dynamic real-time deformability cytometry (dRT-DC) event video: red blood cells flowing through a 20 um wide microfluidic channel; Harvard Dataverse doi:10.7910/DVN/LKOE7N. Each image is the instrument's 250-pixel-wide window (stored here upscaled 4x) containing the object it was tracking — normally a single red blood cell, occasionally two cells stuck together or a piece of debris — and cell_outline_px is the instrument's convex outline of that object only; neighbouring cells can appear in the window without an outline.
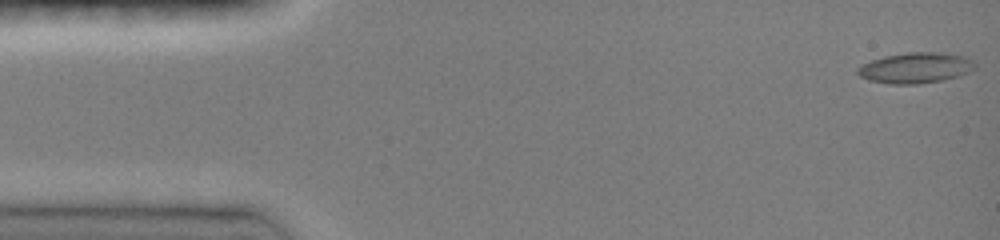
{"species": "common noctule bat (a hibernating species)", "species_latin": "Nyctalus noctula", "temperature_condition": "room temperature", "stored_images_in_passage": 47, "camera_frame_rate_fps": 3000, "um_per_image_px": 0.085, "animal": {"sex": "female", "body_mass_g": 19.0, "forearm_length_mm": 51.5}, "frame": {"image": 1, "passage_image": 1, "time_ms": 0.0, "image_size_px": [1000, 240], "cell_outline_px": [[976, 68], [968, 72], [956, 76], [940, 80], [920, 84], [892, 84], [868, 80], [860, 76], [856, 72], [856, 68], [872, 60], [884, 56], [908, 52], [940, 52], [964, 56], [972, 60], [976, 64]], "centroid_in_image_um": [77.81, 5.76], "position_along_channel_um": 7.2, "area_um2": 20.87}}
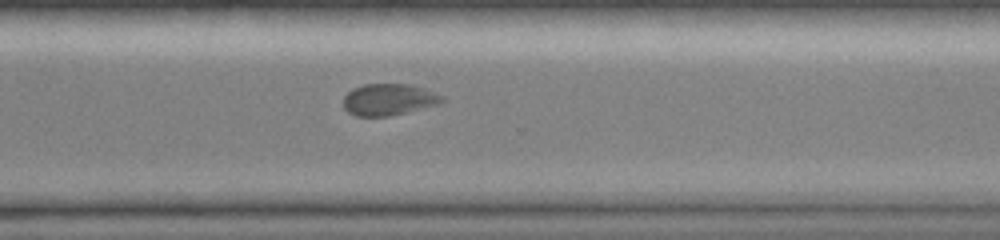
{"frame": {"image": 2, "passage_image": 34, "time_ms": 11.0, "image_size_px": [1000, 240], "cell_outline_px": [[444, 100], [440, 104], [388, 116], [356, 116], [348, 112], [344, 108], [344, 96], [352, 88], [364, 84], [412, 84], [436, 92], [444, 96]], "centroid_in_image_um": [33.06, 8.45], "position_along_channel_um": 337.5, "area_um2": 18.26}}
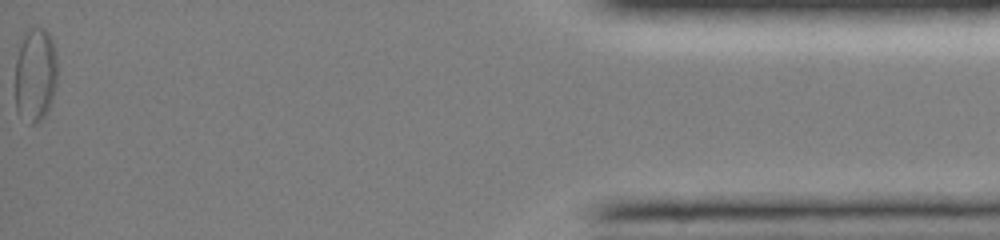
{"frame": {"image": 3, "passage_image": 47, "time_ms": 15.333, "image_size_px": [1000, 240], "cell_outline_px": [[56, 84], [52, 100], [44, 116], [40, 120], [32, 124], [16, 112], [16, 60], [20, 44], [28, 24], [44, 28], [48, 32], [52, 40], [56, 56]], "centroid_in_image_um": [3.0, 6.29], "position_along_channel_um": 432.2, "area_um2": 23.24}, "authors_computed_cell_mechanics": {"area_um2": 18.6694, "velocity_mm_per_s": 4.0928, "shape_relaxation_time_tau1_ms": 7.3953, "shape_relaxation_time_tau2_ms": 4.384, "deformation_change_tau1": 0.1434, "deformation_change_tau2": 0.0712}}